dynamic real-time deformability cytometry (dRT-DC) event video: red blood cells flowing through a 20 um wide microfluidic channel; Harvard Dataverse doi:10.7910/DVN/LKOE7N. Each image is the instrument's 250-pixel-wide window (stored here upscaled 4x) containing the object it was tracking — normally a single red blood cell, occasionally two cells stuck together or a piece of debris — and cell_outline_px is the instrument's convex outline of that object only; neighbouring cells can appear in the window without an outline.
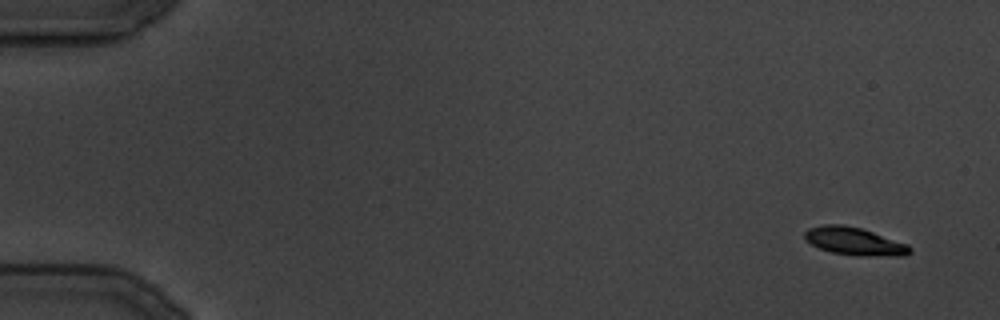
{"species": "common noctule bat (a hibernating species)", "species_latin": "Nyctalus noctula", "temperature_condition": "cold", "stored_images_in_passage": 37, "camera_frame_rate_fps": 3000, "um_per_image_px": 0.085, "animal": {"sex": "male", "body_mass_g": 19.5, "forearm_length_mm": 54.6}, "frame": {"image": 1, "passage_image": 1, "time_ms": 0.0, "image_size_px": [1000, 320], "cell_outline_px": [[912, 252], [904, 256], [856, 256], [832, 252], [820, 248], [804, 240], [804, 232], [808, 228], [824, 224], [844, 224], [860, 228], [908, 244], [912, 248]], "centroid_in_image_um": [72.63, 20.51], "position_along_channel_um": 12.4, "area_um2": 17.17}}
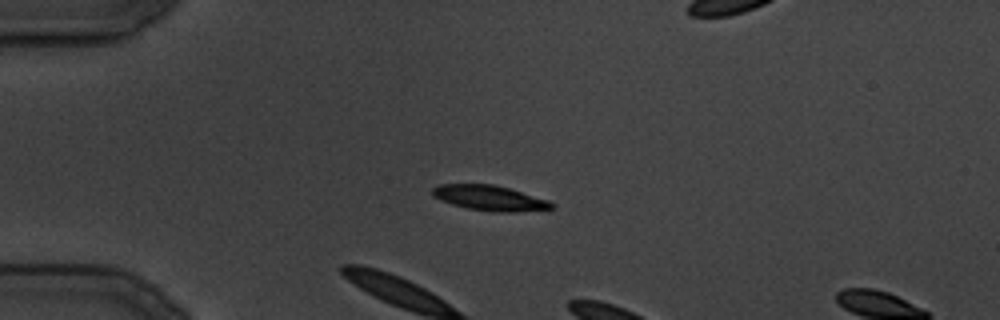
{"frame": {"image": 2, "passage_image": 27, "time_ms": 8.667, "image_size_px": [1000, 320], "cell_outline_px": [[556, 208], [516, 212], [492, 212], [468, 208], [452, 204], [440, 200], [432, 196], [432, 188], [440, 184], [492, 184], [508, 188], [548, 200], [556, 204]], "centroid_in_image_um": [41.63, 16.84], "position_along_channel_um": 43.4, "area_um2": 17.51}}